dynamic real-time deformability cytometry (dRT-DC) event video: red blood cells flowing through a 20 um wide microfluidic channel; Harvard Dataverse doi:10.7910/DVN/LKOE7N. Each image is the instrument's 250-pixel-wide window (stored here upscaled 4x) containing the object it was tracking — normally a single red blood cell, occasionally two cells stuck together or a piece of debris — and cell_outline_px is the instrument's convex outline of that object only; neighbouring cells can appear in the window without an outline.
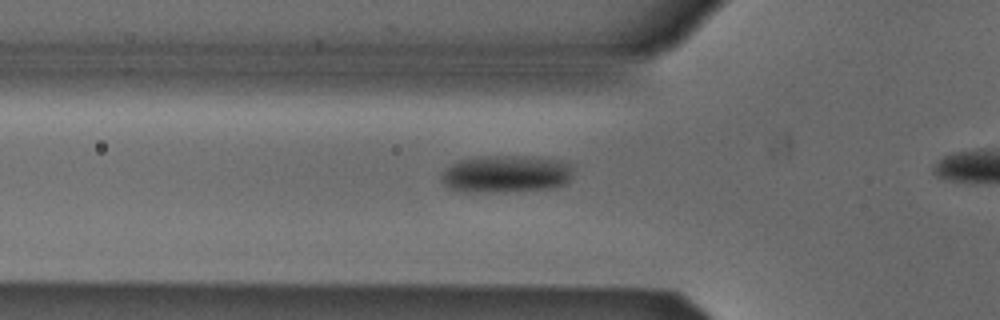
{"species": "Egyptian fruit bat (a non-hibernating species)", "species_latin": "Rousettus aegyptiacus", "temperature_condition": "cold", "stored_images_in_passage": 28, "camera_frame_rate_fps": 3000, "um_per_image_px": 0.085, "animal": {"sex": "male"}, "frame": {"image": 1, "passage_image": 3, "time_ms": 0.667, "image_size_px": [1000, 320], "cell_outline_px": [[572, 176], [564, 184], [552, 188], [504, 192], [460, 192], [448, 188], [440, 180], [440, 172], [452, 164], [460, 160], [480, 156], [520, 156], [560, 160], [572, 164]], "centroid_in_image_um": [42.96, 14.8], "position_along_channel_um": 82.8, "area_um2": 29.02}}
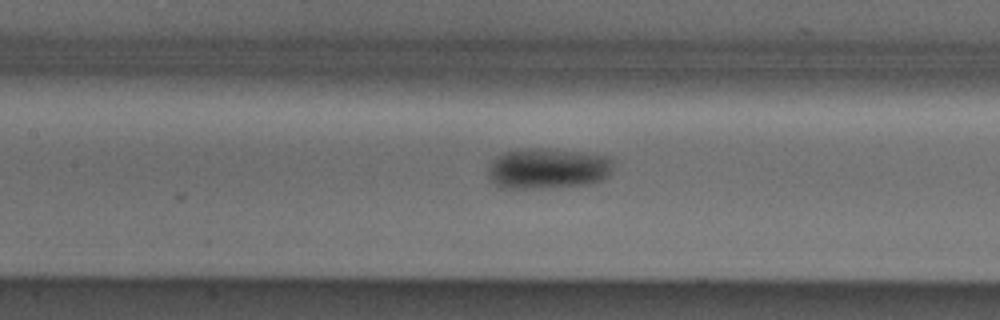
{"frame": {"image": 2, "passage_image": 9, "time_ms": 2.667, "image_size_px": [1000, 320], "cell_outline_px": [[612, 172], [604, 180], [592, 184], [552, 188], [500, 188], [492, 180], [488, 172], [488, 168], [492, 160], [496, 156], [504, 152], [528, 148], [548, 148], [580, 152], [608, 156], [612, 160]], "centroid_in_image_um": [46.59, 14.33], "position_along_channel_um": 160.8, "area_um2": 30.06}}
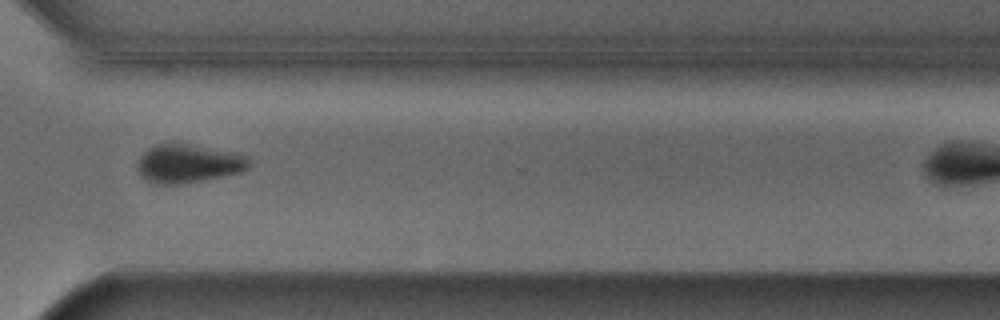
{"frame": {"image": 3, "passage_image": 24, "time_ms": 7.667, "image_size_px": [1000, 320], "cell_outline_px": [[252, 164], [248, 168], [240, 172], [180, 184], [156, 184], [140, 176], [136, 164], [140, 156], [148, 148], [156, 144], [172, 140], [236, 152], [248, 156]], "centroid_in_image_um": [15.99, 13.85], "position_along_channel_um": 354.6, "area_um2": 25.66}}